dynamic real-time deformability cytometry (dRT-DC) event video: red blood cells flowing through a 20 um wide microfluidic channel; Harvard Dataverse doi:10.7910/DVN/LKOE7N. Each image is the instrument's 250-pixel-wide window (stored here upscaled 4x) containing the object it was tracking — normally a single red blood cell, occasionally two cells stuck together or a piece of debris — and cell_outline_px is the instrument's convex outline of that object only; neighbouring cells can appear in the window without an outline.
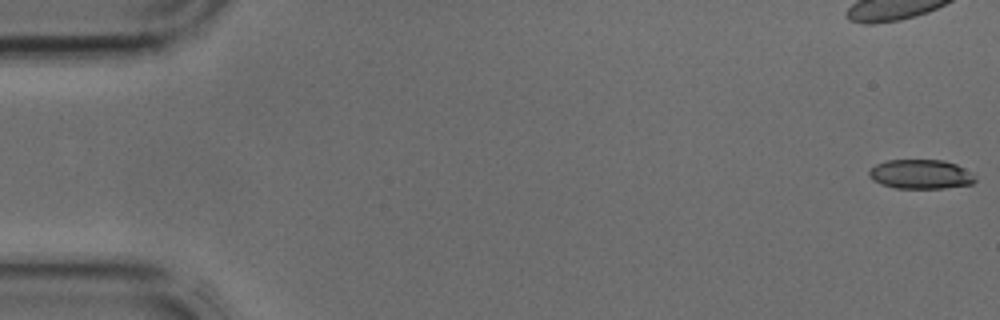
{"species": "common noctule bat (a hibernating species)", "species_latin": "Nyctalus noctula", "temperature_condition": "cold", "stored_images_in_passage": 42, "camera_frame_rate_fps": 3000, "um_per_image_px": 0.085, "animal": {"sex": "male", "body_mass_g": 17.9, "forearm_length_mm": 54.2}, "frame": {"image": 1, "passage_image": 1, "time_ms": 0.0, "image_size_px": [1000, 320], "cell_outline_px": [[976, 180], [972, 184], [944, 188], [896, 188], [880, 184], [872, 180], [868, 176], [868, 172], [876, 164], [888, 160], [944, 160], [956, 164], [964, 168], [976, 176]], "centroid_in_image_um": [78.26, 14.81], "position_along_channel_um": 6.7, "area_um2": 18.21}}